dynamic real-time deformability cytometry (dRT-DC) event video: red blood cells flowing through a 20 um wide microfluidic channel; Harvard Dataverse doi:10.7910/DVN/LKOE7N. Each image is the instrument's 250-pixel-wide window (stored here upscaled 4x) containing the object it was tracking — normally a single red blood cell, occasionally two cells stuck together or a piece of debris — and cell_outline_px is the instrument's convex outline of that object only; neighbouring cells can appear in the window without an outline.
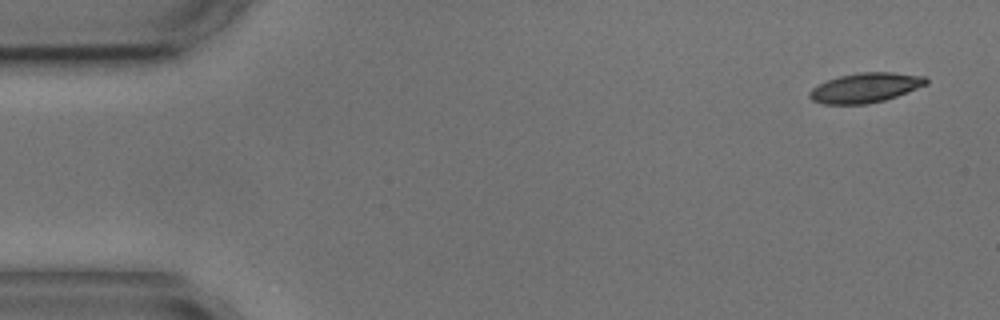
{"species": "common noctule bat (a hibernating species)", "species_latin": "Nyctalus noctula", "temperature_condition": "cold", "stored_images_in_passage": 5, "segment_of_instrument_passage": [1, 2], "camera_frame_rate_fps": 3000, "um_per_image_px": 0.085, "animal": {"sex": "male", "body_mass_g": 17.9, "forearm_length_mm": 54.2}, "frame": {"image": 1, "passage_image": 1, "time_ms": 0.0, "image_size_px": [1000, 320], "cell_outline_px": [[928, 84], [896, 96], [884, 100], [868, 104], [824, 104], [812, 100], [808, 96], [808, 92], [812, 88], [828, 80], [840, 76], [860, 72], [892, 72], [924, 76], [928, 80]], "centroid_in_image_um": [73.55, 7.46], "position_along_channel_um": 11.4, "area_um2": 20.06}}
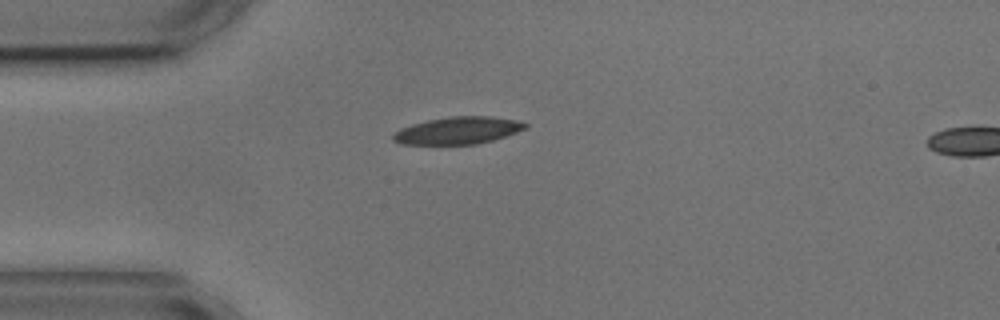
{"frame": {"image": 2, "passage_image": 4, "time_ms": 3.667, "image_size_px": [1000, 320], "cell_outline_px": [[528, 124], [524, 128], [516, 132], [492, 140], [476, 144], [400, 144], [392, 140], [392, 132], [400, 128], [412, 124], [428, 120], [452, 116], [488, 116], [516, 120]], "centroid_in_image_um": [38.85, 11.09], "position_along_channel_um": 46.1, "area_um2": 20.81}}